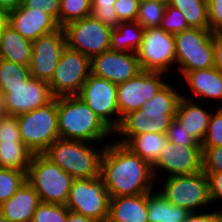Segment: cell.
I'll return each mask as SVG.
<instances>
[{"label": "cell", "mask_w": 222, "mask_h": 222, "mask_svg": "<svg viewBox=\"0 0 222 222\" xmlns=\"http://www.w3.org/2000/svg\"><path fill=\"white\" fill-rule=\"evenodd\" d=\"M100 177L110 197L150 193L155 184L152 166L118 142L105 145L100 161Z\"/></svg>", "instance_id": "cell-1"}, {"label": "cell", "mask_w": 222, "mask_h": 222, "mask_svg": "<svg viewBox=\"0 0 222 222\" xmlns=\"http://www.w3.org/2000/svg\"><path fill=\"white\" fill-rule=\"evenodd\" d=\"M178 92V89L166 83L141 109L124 115L119 126L113 131L114 136L120 137L116 142L124 144L130 137L143 133L166 134L175 119L179 101L183 96Z\"/></svg>", "instance_id": "cell-2"}, {"label": "cell", "mask_w": 222, "mask_h": 222, "mask_svg": "<svg viewBox=\"0 0 222 222\" xmlns=\"http://www.w3.org/2000/svg\"><path fill=\"white\" fill-rule=\"evenodd\" d=\"M59 136L90 143L102 142L113 131L79 96L57 97Z\"/></svg>", "instance_id": "cell-3"}, {"label": "cell", "mask_w": 222, "mask_h": 222, "mask_svg": "<svg viewBox=\"0 0 222 222\" xmlns=\"http://www.w3.org/2000/svg\"><path fill=\"white\" fill-rule=\"evenodd\" d=\"M104 148H95L86 141L59 138L43 154L74 179H88L100 176Z\"/></svg>", "instance_id": "cell-4"}, {"label": "cell", "mask_w": 222, "mask_h": 222, "mask_svg": "<svg viewBox=\"0 0 222 222\" xmlns=\"http://www.w3.org/2000/svg\"><path fill=\"white\" fill-rule=\"evenodd\" d=\"M74 178L44 154H33L28 167L27 181L41 202L65 205Z\"/></svg>", "instance_id": "cell-5"}, {"label": "cell", "mask_w": 222, "mask_h": 222, "mask_svg": "<svg viewBox=\"0 0 222 222\" xmlns=\"http://www.w3.org/2000/svg\"><path fill=\"white\" fill-rule=\"evenodd\" d=\"M22 142L33 154H43L60 138L57 98L47 105L16 116Z\"/></svg>", "instance_id": "cell-6"}, {"label": "cell", "mask_w": 222, "mask_h": 222, "mask_svg": "<svg viewBox=\"0 0 222 222\" xmlns=\"http://www.w3.org/2000/svg\"><path fill=\"white\" fill-rule=\"evenodd\" d=\"M214 34L210 29L189 27L174 34L176 64L181 75L192 70L214 67Z\"/></svg>", "instance_id": "cell-7"}, {"label": "cell", "mask_w": 222, "mask_h": 222, "mask_svg": "<svg viewBox=\"0 0 222 222\" xmlns=\"http://www.w3.org/2000/svg\"><path fill=\"white\" fill-rule=\"evenodd\" d=\"M110 195L99 176L88 179H74L65 206L68 210L103 222L109 216Z\"/></svg>", "instance_id": "cell-8"}, {"label": "cell", "mask_w": 222, "mask_h": 222, "mask_svg": "<svg viewBox=\"0 0 222 222\" xmlns=\"http://www.w3.org/2000/svg\"><path fill=\"white\" fill-rule=\"evenodd\" d=\"M162 196L175 206L183 207L189 212H196L208 204H211L209 183L205 172L191 175L166 177Z\"/></svg>", "instance_id": "cell-9"}, {"label": "cell", "mask_w": 222, "mask_h": 222, "mask_svg": "<svg viewBox=\"0 0 222 222\" xmlns=\"http://www.w3.org/2000/svg\"><path fill=\"white\" fill-rule=\"evenodd\" d=\"M62 28L67 47L79 51L90 60L110 49L112 28L92 16L72 21Z\"/></svg>", "instance_id": "cell-10"}, {"label": "cell", "mask_w": 222, "mask_h": 222, "mask_svg": "<svg viewBox=\"0 0 222 222\" xmlns=\"http://www.w3.org/2000/svg\"><path fill=\"white\" fill-rule=\"evenodd\" d=\"M90 62L86 55L66 46L48 83L53 97L78 96L91 73Z\"/></svg>", "instance_id": "cell-11"}, {"label": "cell", "mask_w": 222, "mask_h": 222, "mask_svg": "<svg viewBox=\"0 0 222 222\" xmlns=\"http://www.w3.org/2000/svg\"><path fill=\"white\" fill-rule=\"evenodd\" d=\"M136 54L141 70L167 73L176 62L174 35L161 27L145 29Z\"/></svg>", "instance_id": "cell-12"}, {"label": "cell", "mask_w": 222, "mask_h": 222, "mask_svg": "<svg viewBox=\"0 0 222 222\" xmlns=\"http://www.w3.org/2000/svg\"><path fill=\"white\" fill-rule=\"evenodd\" d=\"M78 96L112 131L119 126L116 84L90 73Z\"/></svg>", "instance_id": "cell-13"}, {"label": "cell", "mask_w": 222, "mask_h": 222, "mask_svg": "<svg viewBox=\"0 0 222 222\" xmlns=\"http://www.w3.org/2000/svg\"><path fill=\"white\" fill-rule=\"evenodd\" d=\"M162 72L141 71L135 77L117 85V105L121 118L141 109L143 104L167 83ZM163 78V80H162Z\"/></svg>", "instance_id": "cell-14"}, {"label": "cell", "mask_w": 222, "mask_h": 222, "mask_svg": "<svg viewBox=\"0 0 222 222\" xmlns=\"http://www.w3.org/2000/svg\"><path fill=\"white\" fill-rule=\"evenodd\" d=\"M66 46L62 27L32 41V56L29 64L31 77L49 83Z\"/></svg>", "instance_id": "cell-15"}, {"label": "cell", "mask_w": 222, "mask_h": 222, "mask_svg": "<svg viewBox=\"0 0 222 222\" xmlns=\"http://www.w3.org/2000/svg\"><path fill=\"white\" fill-rule=\"evenodd\" d=\"M4 94L7 115L18 116L50 103L54 97L49 84L30 78L17 88H0Z\"/></svg>", "instance_id": "cell-16"}, {"label": "cell", "mask_w": 222, "mask_h": 222, "mask_svg": "<svg viewBox=\"0 0 222 222\" xmlns=\"http://www.w3.org/2000/svg\"><path fill=\"white\" fill-rule=\"evenodd\" d=\"M202 154L201 146H182L169 142L152 165L153 176L157 177L159 169L167 171L168 177L200 172L202 171Z\"/></svg>", "instance_id": "cell-17"}, {"label": "cell", "mask_w": 222, "mask_h": 222, "mask_svg": "<svg viewBox=\"0 0 222 222\" xmlns=\"http://www.w3.org/2000/svg\"><path fill=\"white\" fill-rule=\"evenodd\" d=\"M90 68L91 74L116 85L128 81L142 71L136 53L110 50L93 57Z\"/></svg>", "instance_id": "cell-18"}, {"label": "cell", "mask_w": 222, "mask_h": 222, "mask_svg": "<svg viewBox=\"0 0 222 222\" xmlns=\"http://www.w3.org/2000/svg\"><path fill=\"white\" fill-rule=\"evenodd\" d=\"M8 25L30 41L60 28L57 20L49 13L41 9L25 8L22 4L8 12Z\"/></svg>", "instance_id": "cell-19"}, {"label": "cell", "mask_w": 222, "mask_h": 222, "mask_svg": "<svg viewBox=\"0 0 222 222\" xmlns=\"http://www.w3.org/2000/svg\"><path fill=\"white\" fill-rule=\"evenodd\" d=\"M40 203L39 195L26 181L10 199L0 205V215L8 222H32Z\"/></svg>", "instance_id": "cell-20"}, {"label": "cell", "mask_w": 222, "mask_h": 222, "mask_svg": "<svg viewBox=\"0 0 222 222\" xmlns=\"http://www.w3.org/2000/svg\"><path fill=\"white\" fill-rule=\"evenodd\" d=\"M189 97L185 95L181 97L175 119L187 133L201 144L204 140L212 112L209 111L208 113L197 102H194L193 97Z\"/></svg>", "instance_id": "cell-21"}, {"label": "cell", "mask_w": 222, "mask_h": 222, "mask_svg": "<svg viewBox=\"0 0 222 222\" xmlns=\"http://www.w3.org/2000/svg\"><path fill=\"white\" fill-rule=\"evenodd\" d=\"M108 220L111 222H149L147 193L110 197Z\"/></svg>", "instance_id": "cell-22"}, {"label": "cell", "mask_w": 222, "mask_h": 222, "mask_svg": "<svg viewBox=\"0 0 222 222\" xmlns=\"http://www.w3.org/2000/svg\"><path fill=\"white\" fill-rule=\"evenodd\" d=\"M181 76L196 97L218 99V101L222 99V73L215 67L184 72Z\"/></svg>", "instance_id": "cell-23"}, {"label": "cell", "mask_w": 222, "mask_h": 222, "mask_svg": "<svg viewBox=\"0 0 222 222\" xmlns=\"http://www.w3.org/2000/svg\"><path fill=\"white\" fill-rule=\"evenodd\" d=\"M32 56V41L22 37L10 25L0 36V59L29 66Z\"/></svg>", "instance_id": "cell-24"}, {"label": "cell", "mask_w": 222, "mask_h": 222, "mask_svg": "<svg viewBox=\"0 0 222 222\" xmlns=\"http://www.w3.org/2000/svg\"><path fill=\"white\" fill-rule=\"evenodd\" d=\"M168 143L166 134L143 133L130 137L124 145L152 166Z\"/></svg>", "instance_id": "cell-25"}, {"label": "cell", "mask_w": 222, "mask_h": 222, "mask_svg": "<svg viewBox=\"0 0 222 222\" xmlns=\"http://www.w3.org/2000/svg\"><path fill=\"white\" fill-rule=\"evenodd\" d=\"M144 30L137 21L121 22L112 29L109 50L136 53L141 46Z\"/></svg>", "instance_id": "cell-26"}, {"label": "cell", "mask_w": 222, "mask_h": 222, "mask_svg": "<svg viewBox=\"0 0 222 222\" xmlns=\"http://www.w3.org/2000/svg\"><path fill=\"white\" fill-rule=\"evenodd\" d=\"M33 153L23 142H0V167L28 172Z\"/></svg>", "instance_id": "cell-27"}, {"label": "cell", "mask_w": 222, "mask_h": 222, "mask_svg": "<svg viewBox=\"0 0 222 222\" xmlns=\"http://www.w3.org/2000/svg\"><path fill=\"white\" fill-rule=\"evenodd\" d=\"M168 4L181 11L188 27L209 29L207 0H168Z\"/></svg>", "instance_id": "cell-28"}, {"label": "cell", "mask_w": 222, "mask_h": 222, "mask_svg": "<svg viewBox=\"0 0 222 222\" xmlns=\"http://www.w3.org/2000/svg\"><path fill=\"white\" fill-rule=\"evenodd\" d=\"M30 78L29 66L0 59V88H17Z\"/></svg>", "instance_id": "cell-29"}, {"label": "cell", "mask_w": 222, "mask_h": 222, "mask_svg": "<svg viewBox=\"0 0 222 222\" xmlns=\"http://www.w3.org/2000/svg\"><path fill=\"white\" fill-rule=\"evenodd\" d=\"M168 2L140 1L136 21L144 28L160 27Z\"/></svg>", "instance_id": "cell-30"}, {"label": "cell", "mask_w": 222, "mask_h": 222, "mask_svg": "<svg viewBox=\"0 0 222 222\" xmlns=\"http://www.w3.org/2000/svg\"><path fill=\"white\" fill-rule=\"evenodd\" d=\"M91 0H60L59 26L91 16Z\"/></svg>", "instance_id": "cell-31"}, {"label": "cell", "mask_w": 222, "mask_h": 222, "mask_svg": "<svg viewBox=\"0 0 222 222\" xmlns=\"http://www.w3.org/2000/svg\"><path fill=\"white\" fill-rule=\"evenodd\" d=\"M26 181V172L0 167V205L10 199Z\"/></svg>", "instance_id": "cell-32"}, {"label": "cell", "mask_w": 222, "mask_h": 222, "mask_svg": "<svg viewBox=\"0 0 222 222\" xmlns=\"http://www.w3.org/2000/svg\"><path fill=\"white\" fill-rule=\"evenodd\" d=\"M92 11L91 16L104 25L109 26L112 29L117 28L121 23L114 10V4L117 0H91Z\"/></svg>", "instance_id": "cell-33"}, {"label": "cell", "mask_w": 222, "mask_h": 222, "mask_svg": "<svg viewBox=\"0 0 222 222\" xmlns=\"http://www.w3.org/2000/svg\"><path fill=\"white\" fill-rule=\"evenodd\" d=\"M68 209L65 205L41 202L32 218V222H67Z\"/></svg>", "instance_id": "cell-34"}, {"label": "cell", "mask_w": 222, "mask_h": 222, "mask_svg": "<svg viewBox=\"0 0 222 222\" xmlns=\"http://www.w3.org/2000/svg\"><path fill=\"white\" fill-rule=\"evenodd\" d=\"M213 111L201 147L222 146V107Z\"/></svg>", "instance_id": "cell-35"}, {"label": "cell", "mask_w": 222, "mask_h": 222, "mask_svg": "<svg viewBox=\"0 0 222 222\" xmlns=\"http://www.w3.org/2000/svg\"><path fill=\"white\" fill-rule=\"evenodd\" d=\"M160 27L173 35L189 28L181 11L168 3Z\"/></svg>", "instance_id": "cell-36"}, {"label": "cell", "mask_w": 222, "mask_h": 222, "mask_svg": "<svg viewBox=\"0 0 222 222\" xmlns=\"http://www.w3.org/2000/svg\"><path fill=\"white\" fill-rule=\"evenodd\" d=\"M147 210L149 222H165L166 199L159 191L147 193Z\"/></svg>", "instance_id": "cell-37"}, {"label": "cell", "mask_w": 222, "mask_h": 222, "mask_svg": "<svg viewBox=\"0 0 222 222\" xmlns=\"http://www.w3.org/2000/svg\"><path fill=\"white\" fill-rule=\"evenodd\" d=\"M202 170L222 172V146L202 147Z\"/></svg>", "instance_id": "cell-38"}, {"label": "cell", "mask_w": 222, "mask_h": 222, "mask_svg": "<svg viewBox=\"0 0 222 222\" xmlns=\"http://www.w3.org/2000/svg\"><path fill=\"white\" fill-rule=\"evenodd\" d=\"M3 141L22 142L16 116L6 114L0 117V142Z\"/></svg>", "instance_id": "cell-39"}, {"label": "cell", "mask_w": 222, "mask_h": 222, "mask_svg": "<svg viewBox=\"0 0 222 222\" xmlns=\"http://www.w3.org/2000/svg\"><path fill=\"white\" fill-rule=\"evenodd\" d=\"M169 142L173 144H180L182 146H201V144L194 139L182 125L174 119L166 133Z\"/></svg>", "instance_id": "cell-40"}, {"label": "cell", "mask_w": 222, "mask_h": 222, "mask_svg": "<svg viewBox=\"0 0 222 222\" xmlns=\"http://www.w3.org/2000/svg\"><path fill=\"white\" fill-rule=\"evenodd\" d=\"M140 0H117L114 10L120 22L136 21Z\"/></svg>", "instance_id": "cell-41"}, {"label": "cell", "mask_w": 222, "mask_h": 222, "mask_svg": "<svg viewBox=\"0 0 222 222\" xmlns=\"http://www.w3.org/2000/svg\"><path fill=\"white\" fill-rule=\"evenodd\" d=\"M25 8L43 10L53 16L59 24L60 0H23Z\"/></svg>", "instance_id": "cell-42"}, {"label": "cell", "mask_w": 222, "mask_h": 222, "mask_svg": "<svg viewBox=\"0 0 222 222\" xmlns=\"http://www.w3.org/2000/svg\"><path fill=\"white\" fill-rule=\"evenodd\" d=\"M209 29L214 34L222 26V0H207Z\"/></svg>", "instance_id": "cell-43"}, {"label": "cell", "mask_w": 222, "mask_h": 222, "mask_svg": "<svg viewBox=\"0 0 222 222\" xmlns=\"http://www.w3.org/2000/svg\"><path fill=\"white\" fill-rule=\"evenodd\" d=\"M205 174L209 183L211 202L222 200V172H205Z\"/></svg>", "instance_id": "cell-44"}, {"label": "cell", "mask_w": 222, "mask_h": 222, "mask_svg": "<svg viewBox=\"0 0 222 222\" xmlns=\"http://www.w3.org/2000/svg\"><path fill=\"white\" fill-rule=\"evenodd\" d=\"M189 211L183 207H178L166 200L165 222H183Z\"/></svg>", "instance_id": "cell-45"}, {"label": "cell", "mask_w": 222, "mask_h": 222, "mask_svg": "<svg viewBox=\"0 0 222 222\" xmlns=\"http://www.w3.org/2000/svg\"><path fill=\"white\" fill-rule=\"evenodd\" d=\"M189 212L183 222H218L217 211L211 213Z\"/></svg>", "instance_id": "cell-46"}, {"label": "cell", "mask_w": 222, "mask_h": 222, "mask_svg": "<svg viewBox=\"0 0 222 222\" xmlns=\"http://www.w3.org/2000/svg\"><path fill=\"white\" fill-rule=\"evenodd\" d=\"M214 67L222 73V43L213 38Z\"/></svg>", "instance_id": "cell-47"}, {"label": "cell", "mask_w": 222, "mask_h": 222, "mask_svg": "<svg viewBox=\"0 0 222 222\" xmlns=\"http://www.w3.org/2000/svg\"><path fill=\"white\" fill-rule=\"evenodd\" d=\"M67 222H96V221L82 214L68 210Z\"/></svg>", "instance_id": "cell-48"}, {"label": "cell", "mask_w": 222, "mask_h": 222, "mask_svg": "<svg viewBox=\"0 0 222 222\" xmlns=\"http://www.w3.org/2000/svg\"><path fill=\"white\" fill-rule=\"evenodd\" d=\"M22 3L23 0H0V9L9 12L11 10L17 9Z\"/></svg>", "instance_id": "cell-49"}, {"label": "cell", "mask_w": 222, "mask_h": 222, "mask_svg": "<svg viewBox=\"0 0 222 222\" xmlns=\"http://www.w3.org/2000/svg\"><path fill=\"white\" fill-rule=\"evenodd\" d=\"M8 25V11L0 9V36L4 28Z\"/></svg>", "instance_id": "cell-50"}, {"label": "cell", "mask_w": 222, "mask_h": 222, "mask_svg": "<svg viewBox=\"0 0 222 222\" xmlns=\"http://www.w3.org/2000/svg\"><path fill=\"white\" fill-rule=\"evenodd\" d=\"M6 115L4 94L0 90V117Z\"/></svg>", "instance_id": "cell-51"}, {"label": "cell", "mask_w": 222, "mask_h": 222, "mask_svg": "<svg viewBox=\"0 0 222 222\" xmlns=\"http://www.w3.org/2000/svg\"><path fill=\"white\" fill-rule=\"evenodd\" d=\"M215 38L222 43V26L214 33Z\"/></svg>", "instance_id": "cell-52"}, {"label": "cell", "mask_w": 222, "mask_h": 222, "mask_svg": "<svg viewBox=\"0 0 222 222\" xmlns=\"http://www.w3.org/2000/svg\"><path fill=\"white\" fill-rule=\"evenodd\" d=\"M217 218H218V222H222V209L217 210Z\"/></svg>", "instance_id": "cell-53"}, {"label": "cell", "mask_w": 222, "mask_h": 222, "mask_svg": "<svg viewBox=\"0 0 222 222\" xmlns=\"http://www.w3.org/2000/svg\"><path fill=\"white\" fill-rule=\"evenodd\" d=\"M0 222H8L3 216L0 215Z\"/></svg>", "instance_id": "cell-54"}, {"label": "cell", "mask_w": 222, "mask_h": 222, "mask_svg": "<svg viewBox=\"0 0 222 222\" xmlns=\"http://www.w3.org/2000/svg\"><path fill=\"white\" fill-rule=\"evenodd\" d=\"M140 1H147V0H140ZM154 1L168 2V0H154Z\"/></svg>", "instance_id": "cell-55"}, {"label": "cell", "mask_w": 222, "mask_h": 222, "mask_svg": "<svg viewBox=\"0 0 222 222\" xmlns=\"http://www.w3.org/2000/svg\"><path fill=\"white\" fill-rule=\"evenodd\" d=\"M103 222H111L110 220H108V219H106V220H104Z\"/></svg>", "instance_id": "cell-56"}]
</instances>
